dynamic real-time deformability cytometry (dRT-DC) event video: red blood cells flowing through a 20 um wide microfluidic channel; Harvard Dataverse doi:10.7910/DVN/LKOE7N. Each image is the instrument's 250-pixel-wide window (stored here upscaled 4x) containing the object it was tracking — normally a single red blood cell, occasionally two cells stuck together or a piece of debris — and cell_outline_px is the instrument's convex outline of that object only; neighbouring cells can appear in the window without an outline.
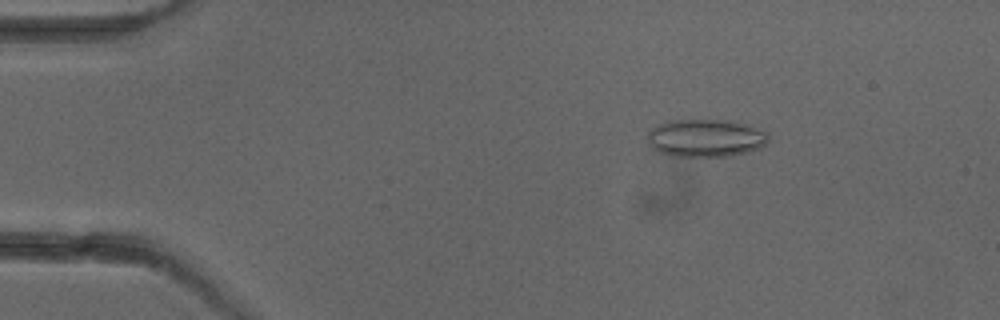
{"species": "common noctule bat (a hibernating species)", "species_latin": "Nyctalus noctula", "temperature_condition": "cold", "stored_images_in_passage": 3, "camera_frame_rate_fps": 3000, "um_per_image_px": 0.085, "animal": {"sex": "female"}, "frame": {"image": 1, "passage_image": 1, "time_ms": 0.0, "image_size_px": [1000, 320], "cell_outline_px": [[768, 144], [760, 148], [748, 152], [728, 156], [672, 156], [660, 152], [652, 148], [648, 144], [648, 132], [652, 128], [668, 120], [728, 120], [748, 124], [768, 132]], "centroid_in_image_um": [60.01, 11.73], "position_along_channel_um": 25.0, "area_um2": 26.82}}